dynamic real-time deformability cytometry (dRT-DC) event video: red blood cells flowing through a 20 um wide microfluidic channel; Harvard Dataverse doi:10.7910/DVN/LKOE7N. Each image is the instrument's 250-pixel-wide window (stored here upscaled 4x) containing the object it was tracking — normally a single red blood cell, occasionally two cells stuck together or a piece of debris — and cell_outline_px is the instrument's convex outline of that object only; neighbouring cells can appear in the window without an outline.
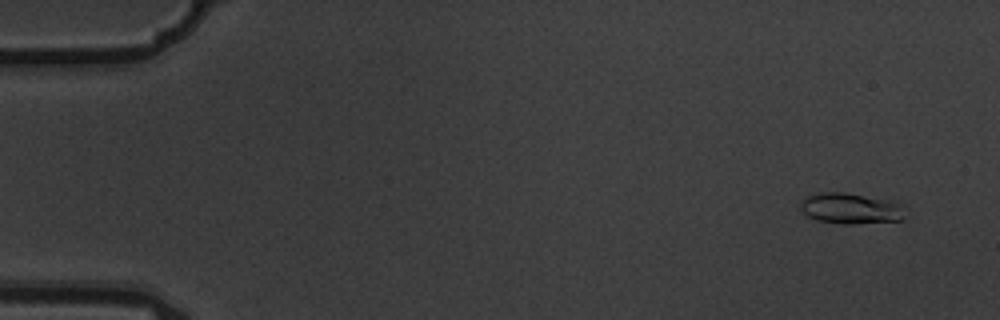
{"species": "common noctule bat (a hibernating species)", "species_latin": "Nyctalus noctula", "temperature_condition": "warm", "stored_images_in_passage": 10, "camera_frame_rate_fps": 3000, "um_per_image_px": 0.085, "animal": {"sex": "male", "body_mass_g": 19.5, "forearm_length_mm": 54.6}, "frame": {"image": 1, "passage_image": 2, "time_ms": 0.333, "image_size_px": [1000, 320], "cell_outline_px": [[904, 220], [852, 224], [844, 224], [820, 220], [808, 216], [800, 208], [800, 204], [808, 196], [824, 192], [844, 192], [892, 200], [904, 204]], "centroid_in_image_um": [72.39, 17.71], "position_along_channel_um": 12.6, "area_um2": 18.79}}
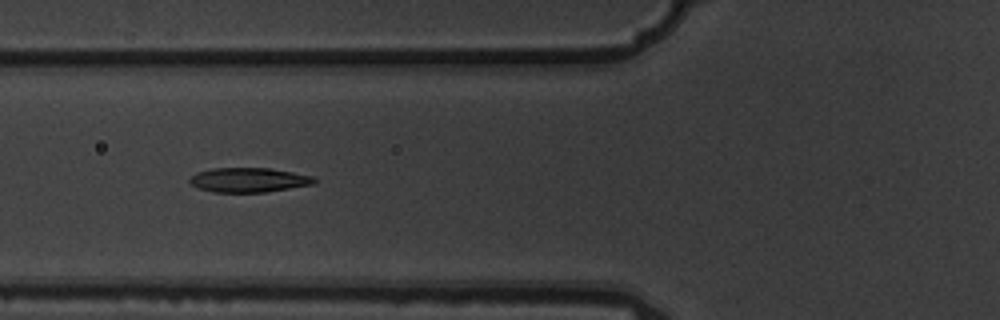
{"frame": {"image": 2, "passage_image": 7, "time_ms": 2.0, "image_size_px": [1000, 320], "cell_outline_px": [[316, 180], [312, 184], [264, 192], [212, 192], [200, 188], [192, 184], [188, 180], [196, 172], [212, 168], [272, 168], [316, 176]], "centroid_in_image_um": [21.15, 15.28], "position_along_channel_um": 104.6, "area_um2": 17.74}}
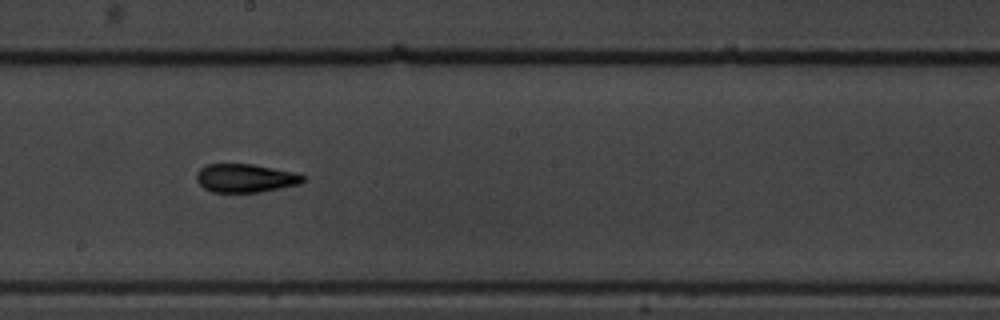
{"frame": {"image": 3, "passage_image": 10, "time_ms": 3.0, "image_size_px": [1000, 320], "cell_outline_px": [[304, 180], [300, 184], [260, 192], [212, 192], [204, 188], [196, 180], [196, 172], [204, 164], [252, 164], [292, 172], [304, 176]], "centroid_in_image_um": [20.8, 15.14], "position_along_channel_um": 227.4, "area_um2": 17.57}}